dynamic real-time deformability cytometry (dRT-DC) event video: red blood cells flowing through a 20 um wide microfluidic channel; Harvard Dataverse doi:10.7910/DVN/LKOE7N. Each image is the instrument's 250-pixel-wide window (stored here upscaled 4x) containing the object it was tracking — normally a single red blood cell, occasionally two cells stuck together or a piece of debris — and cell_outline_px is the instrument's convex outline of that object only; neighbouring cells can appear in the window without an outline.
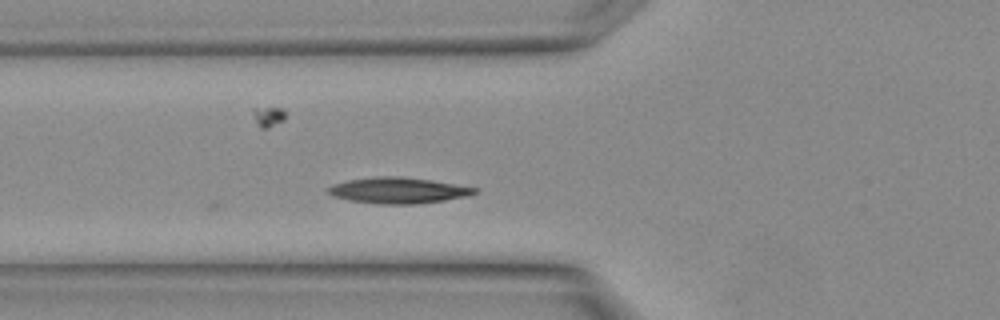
{"species": "Egyptian fruit bat (a non-hibernating species)", "species_latin": "Rousettus aegyptiacus", "temperature_condition": "warm", "stored_images_in_passage": 12, "camera_frame_rate_fps": 3000, "um_per_image_px": 0.085, "animal": {"sex": "female"}, "frame": {"image": 1, "passage_image": 4, "time_ms": 1.0, "image_size_px": [1000, 320], "cell_outline_px": [[480, 192], [468, 196], [444, 200], [416, 204], [376, 204], [348, 200], [332, 196], [324, 192], [332, 184], [348, 180], [372, 176], [400, 176], [432, 180], [480, 188]], "centroid_in_image_um": [33.84, 16.18], "position_along_channel_um": 92.0, "area_um2": 22.6}}
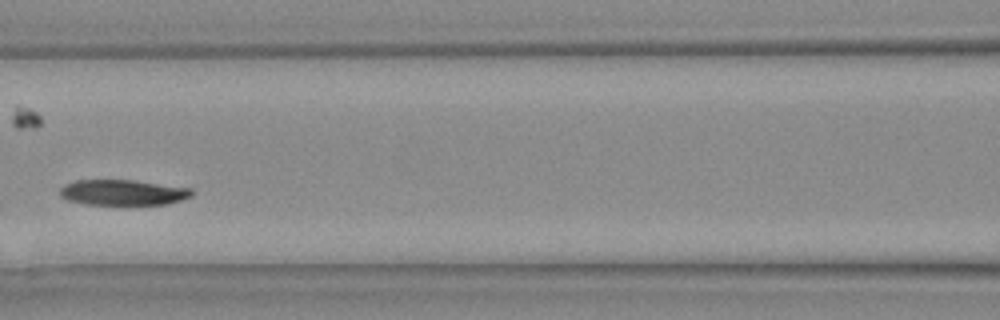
{"frame": {"image": 2, "passage_image": 7, "time_ms": 2.0, "image_size_px": [1000, 320], "cell_outline_px": [[192, 196], [168, 204], [128, 208], [84, 204], [68, 200], [60, 196], [60, 188], [64, 184], [76, 180], [132, 180], [192, 188]], "centroid_in_image_um": [10.45, 16.42], "position_along_channel_um": 156.2, "area_um2": 20.75}}